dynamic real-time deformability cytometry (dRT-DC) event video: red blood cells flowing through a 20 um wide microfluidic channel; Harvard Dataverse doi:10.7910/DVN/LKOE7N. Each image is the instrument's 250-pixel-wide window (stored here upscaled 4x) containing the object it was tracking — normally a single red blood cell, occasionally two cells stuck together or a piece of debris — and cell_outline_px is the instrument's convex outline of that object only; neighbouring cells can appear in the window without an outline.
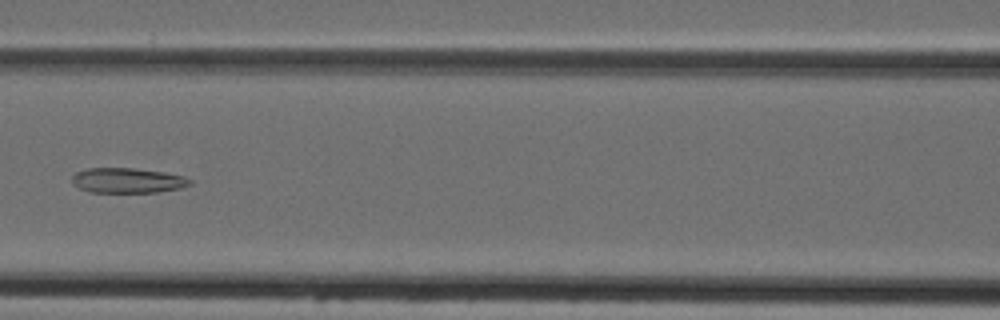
{"species": "Egyptian fruit bat (a non-hibernating species)", "species_latin": "Rousettus aegyptiacus", "temperature_condition": "cold", "stored_images_in_passage": 6, "camera_frame_rate_fps": 3000, "um_per_image_px": 0.085, "animal": {"sex": "female"}, "frame": {"image": 1, "passage_image": 6, "time_ms": 6.333, "image_size_px": [1000, 320], "cell_outline_px": [[192, 184], [180, 188], [156, 192], [92, 192], [80, 188], [72, 184], [72, 176], [76, 172], [88, 168], [132, 168], [164, 172], [184, 176], [192, 180]], "centroid_in_image_um": [10.85, 15.33], "position_along_channel_um": 155.8, "area_um2": 17.17}}